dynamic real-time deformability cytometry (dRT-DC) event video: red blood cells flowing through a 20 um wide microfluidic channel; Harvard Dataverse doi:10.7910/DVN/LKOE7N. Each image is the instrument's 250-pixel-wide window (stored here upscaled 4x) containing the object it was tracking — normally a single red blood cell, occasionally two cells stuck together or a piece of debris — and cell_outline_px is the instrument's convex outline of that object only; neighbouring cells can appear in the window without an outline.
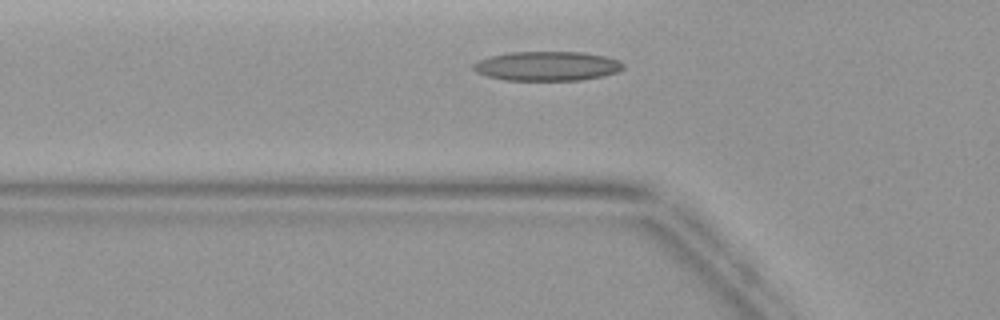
{"species": "common noctule bat (a hibernating species)", "species_latin": "Nyctalus noctula", "temperature_condition": "warm", "stored_images_in_passage": 5, "camera_frame_rate_fps": 3000, "um_per_image_px": 0.085, "animal": {"sex": "female", "body_mass_g": 19.9}, "frame": {"image": 1, "passage_image": 4, "time_ms": 1.0, "image_size_px": [1000, 320], "cell_outline_px": [[624, 68], [616, 72], [604, 76], [580, 80], [504, 80], [488, 76], [476, 72], [472, 68], [472, 64], [488, 56], [508, 52], [584, 52], [604, 56], [620, 60], [624, 64]], "centroid_in_image_um": [46.5, 5.61], "position_along_channel_um": 79.3, "area_um2": 25.78}}